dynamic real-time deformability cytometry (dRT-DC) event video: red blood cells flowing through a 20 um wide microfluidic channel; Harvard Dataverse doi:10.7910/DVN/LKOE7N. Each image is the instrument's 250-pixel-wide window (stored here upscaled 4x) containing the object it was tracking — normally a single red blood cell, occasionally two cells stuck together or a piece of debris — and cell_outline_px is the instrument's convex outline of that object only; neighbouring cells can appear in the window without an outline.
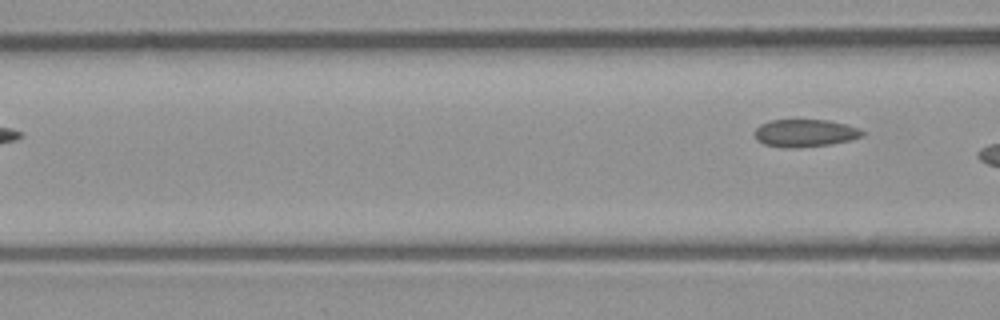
{"species": "common noctule bat (a hibernating species)", "species_latin": "Nyctalus noctula", "temperature_condition": "room temperature", "stored_images_in_passage": 6, "camera_frame_rate_fps": 3000, "um_per_image_px": 0.085, "animal": {"sex": "male", "body_mass_g": 23.1, "forearm_length_mm": 52.7}, "frame": {"image": 1, "passage_image": 6, "time_ms": 1.667, "image_size_px": [1000, 320], "cell_outline_px": [[864, 132], [860, 136], [848, 140], [828, 144], [796, 148], [788, 148], [764, 144], [756, 140], [756, 128], [760, 124], [768, 120], [828, 120], [848, 124], [860, 128]], "centroid_in_image_um": [68.4, 11.3], "position_along_channel_um": 98.2, "area_um2": 17.17}}